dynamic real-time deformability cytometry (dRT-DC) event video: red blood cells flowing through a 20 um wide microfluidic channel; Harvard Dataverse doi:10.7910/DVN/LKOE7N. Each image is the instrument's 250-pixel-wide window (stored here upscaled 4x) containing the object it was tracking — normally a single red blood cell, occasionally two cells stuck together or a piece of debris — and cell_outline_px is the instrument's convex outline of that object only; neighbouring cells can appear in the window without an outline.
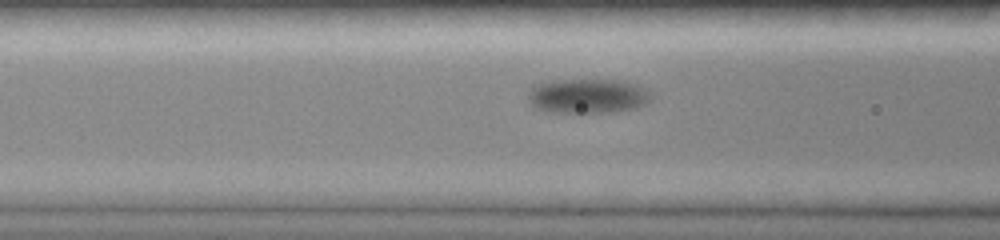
{"species": "common noctule bat (a hibernating species)", "species_latin": "Nyctalus noctula", "temperature_condition": "room temperature", "stored_images_in_passage": 9, "camera_frame_rate_fps": 3000, "um_per_image_px": 0.085, "animal": {"sex": "female", "body_mass_g": 19.0, "forearm_length_mm": 51.5}, "frame": {"image": 1, "passage_image": 6, "time_ms": 2.0, "image_size_px": [1000, 240], "cell_outline_px": [[652, 96], [644, 104], [632, 108], [612, 112], [548, 112], [532, 108], [528, 96], [528, 92], [532, 84], [552, 80], [624, 80], [636, 84], [648, 92]], "centroid_in_image_um": [49.86, 8.15], "position_along_channel_um": 116.7, "area_um2": 24.85}}
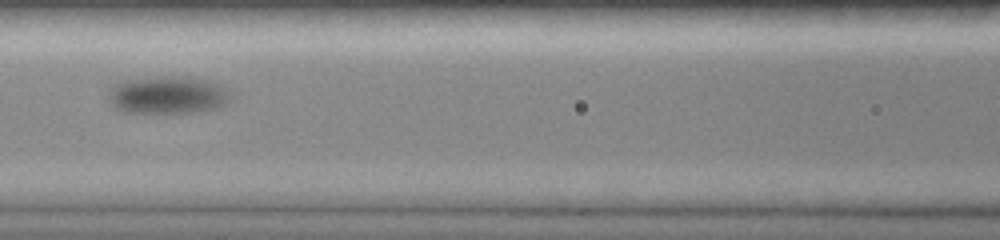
{"frame": {"image": 2, "passage_image": 8, "time_ms": 3.0, "image_size_px": [1000, 240], "cell_outline_px": [[232, 96], [224, 104], [216, 108], [192, 112], [124, 112], [112, 108], [108, 96], [112, 84], [124, 80], [160, 76], [188, 76], [204, 80], [216, 84]], "centroid_in_image_um": [14.16, 8.07], "position_along_channel_um": 152.4, "area_um2": 26.59}}